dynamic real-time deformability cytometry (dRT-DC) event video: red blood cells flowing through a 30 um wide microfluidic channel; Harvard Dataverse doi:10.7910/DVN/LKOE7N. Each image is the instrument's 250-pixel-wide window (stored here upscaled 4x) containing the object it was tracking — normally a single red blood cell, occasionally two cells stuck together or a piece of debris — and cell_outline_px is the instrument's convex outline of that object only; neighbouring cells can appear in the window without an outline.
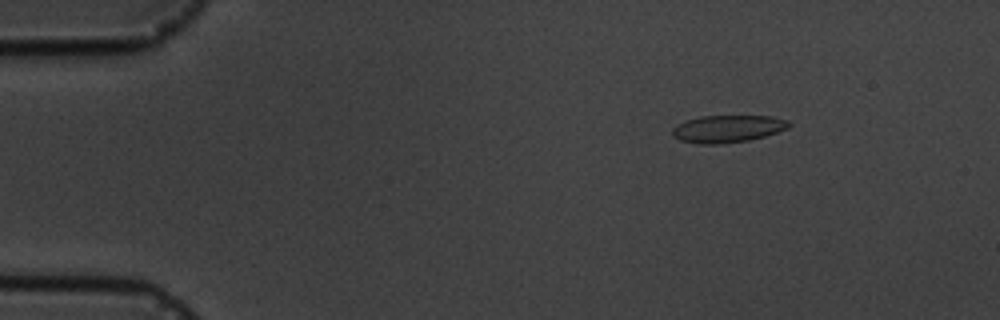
{"species": "common noctule bat (a hibernating species)", "species_latin": "Nyctalus noctula", "temperature_condition": "cold", "stored_images_in_passage": 5, "camera_frame_rate_fps": 3000, "um_per_image_px": 0.085, "animal": {"sex": "male", "body_mass_g": 19.5, "forearm_length_mm": 54.6}, "frame": {"image": 1, "passage_image": 3, "time_ms": 2.333, "image_size_px": [1000, 320], "cell_outline_px": [[792, 124], [788, 128], [764, 136], [748, 140], [720, 144], [696, 144], [680, 140], [672, 136], [672, 128], [684, 120], [700, 116], [772, 116], [788, 120]], "centroid_in_image_um": [61.82, 10.94], "position_along_channel_um": 23.2, "area_um2": 18.67}}